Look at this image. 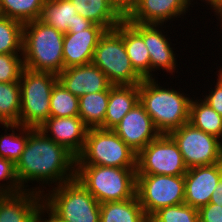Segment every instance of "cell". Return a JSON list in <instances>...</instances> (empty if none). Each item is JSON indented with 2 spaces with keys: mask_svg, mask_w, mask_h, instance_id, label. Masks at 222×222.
I'll use <instances>...</instances> for the list:
<instances>
[{
  "mask_svg": "<svg viewBox=\"0 0 222 222\" xmlns=\"http://www.w3.org/2000/svg\"><path fill=\"white\" fill-rule=\"evenodd\" d=\"M15 165L22 189L43 195L50 188L75 178L76 157L39 128L29 127L25 149Z\"/></svg>",
  "mask_w": 222,
  "mask_h": 222,
  "instance_id": "cell-1",
  "label": "cell"
},
{
  "mask_svg": "<svg viewBox=\"0 0 222 222\" xmlns=\"http://www.w3.org/2000/svg\"><path fill=\"white\" fill-rule=\"evenodd\" d=\"M158 81V78L143 79L139 84V102L151 117L157 131L170 134L189 122L192 97L191 93L187 94V90L183 91L181 87H169L168 80L163 82L166 86Z\"/></svg>",
  "mask_w": 222,
  "mask_h": 222,
  "instance_id": "cell-2",
  "label": "cell"
},
{
  "mask_svg": "<svg viewBox=\"0 0 222 222\" xmlns=\"http://www.w3.org/2000/svg\"><path fill=\"white\" fill-rule=\"evenodd\" d=\"M63 39L64 33L40 19L25 23L22 43L24 67L60 74L64 70Z\"/></svg>",
  "mask_w": 222,
  "mask_h": 222,
  "instance_id": "cell-3",
  "label": "cell"
},
{
  "mask_svg": "<svg viewBox=\"0 0 222 222\" xmlns=\"http://www.w3.org/2000/svg\"><path fill=\"white\" fill-rule=\"evenodd\" d=\"M137 168L76 165L75 177L101 204L136 196Z\"/></svg>",
  "mask_w": 222,
  "mask_h": 222,
  "instance_id": "cell-4",
  "label": "cell"
},
{
  "mask_svg": "<svg viewBox=\"0 0 222 222\" xmlns=\"http://www.w3.org/2000/svg\"><path fill=\"white\" fill-rule=\"evenodd\" d=\"M43 205L62 222H100V203L74 179L43 193Z\"/></svg>",
  "mask_w": 222,
  "mask_h": 222,
  "instance_id": "cell-5",
  "label": "cell"
},
{
  "mask_svg": "<svg viewBox=\"0 0 222 222\" xmlns=\"http://www.w3.org/2000/svg\"><path fill=\"white\" fill-rule=\"evenodd\" d=\"M76 165L137 168V153L112 129L90 128Z\"/></svg>",
  "mask_w": 222,
  "mask_h": 222,
  "instance_id": "cell-6",
  "label": "cell"
},
{
  "mask_svg": "<svg viewBox=\"0 0 222 222\" xmlns=\"http://www.w3.org/2000/svg\"><path fill=\"white\" fill-rule=\"evenodd\" d=\"M57 81L54 73L23 68L19 124L37 129L50 117V98Z\"/></svg>",
  "mask_w": 222,
  "mask_h": 222,
  "instance_id": "cell-7",
  "label": "cell"
},
{
  "mask_svg": "<svg viewBox=\"0 0 222 222\" xmlns=\"http://www.w3.org/2000/svg\"><path fill=\"white\" fill-rule=\"evenodd\" d=\"M91 63L112 85H139L143 81L131 64L123 37L115 29L106 30L100 37Z\"/></svg>",
  "mask_w": 222,
  "mask_h": 222,
  "instance_id": "cell-8",
  "label": "cell"
},
{
  "mask_svg": "<svg viewBox=\"0 0 222 222\" xmlns=\"http://www.w3.org/2000/svg\"><path fill=\"white\" fill-rule=\"evenodd\" d=\"M136 196L148 218L161 208L183 204L184 175H137Z\"/></svg>",
  "mask_w": 222,
  "mask_h": 222,
  "instance_id": "cell-9",
  "label": "cell"
},
{
  "mask_svg": "<svg viewBox=\"0 0 222 222\" xmlns=\"http://www.w3.org/2000/svg\"><path fill=\"white\" fill-rule=\"evenodd\" d=\"M188 168L177 143L160 134L137 154V175H185Z\"/></svg>",
  "mask_w": 222,
  "mask_h": 222,
  "instance_id": "cell-10",
  "label": "cell"
},
{
  "mask_svg": "<svg viewBox=\"0 0 222 222\" xmlns=\"http://www.w3.org/2000/svg\"><path fill=\"white\" fill-rule=\"evenodd\" d=\"M177 143L187 168L222 162V141L185 123L169 134Z\"/></svg>",
  "mask_w": 222,
  "mask_h": 222,
  "instance_id": "cell-11",
  "label": "cell"
},
{
  "mask_svg": "<svg viewBox=\"0 0 222 222\" xmlns=\"http://www.w3.org/2000/svg\"><path fill=\"white\" fill-rule=\"evenodd\" d=\"M129 23L142 35L144 43L150 54V79L158 78V76L161 75L160 70L163 71V74L164 72L167 74L169 73V77L171 78L172 76L173 79L175 73L178 74L179 72L180 75L181 73L178 70L181 69L179 68L181 62H177L179 61L177 60L179 54L175 53L178 48L173 47L177 45L178 40L175 38L176 44L172 43V37L169 35V32L172 34V29L167 30L166 28L170 25L140 24L134 22ZM157 71L160 72V75H157L159 74Z\"/></svg>",
  "mask_w": 222,
  "mask_h": 222,
  "instance_id": "cell-12",
  "label": "cell"
},
{
  "mask_svg": "<svg viewBox=\"0 0 222 222\" xmlns=\"http://www.w3.org/2000/svg\"><path fill=\"white\" fill-rule=\"evenodd\" d=\"M198 5L201 4L197 0H136L125 14V19L140 24L170 25L178 18H181L179 21L186 20V14Z\"/></svg>",
  "mask_w": 222,
  "mask_h": 222,
  "instance_id": "cell-13",
  "label": "cell"
},
{
  "mask_svg": "<svg viewBox=\"0 0 222 222\" xmlns=\"http://www.w3.org/2000/svg\"><path fill=\"white\" fill-rule=\"evenodd\" d=\"M112 130L137 154L160 135L140 102Z\"/></svg>",
  "mask_w": 222,
  "mask_h": 222,
  "instance_id": "cell-14",
  "label": "cell"
},
{
  "mask_svg": "<svg viewBox=\"0 0 222 222\" xmlns=\"http://www.w3.org/2000/svg\"><path fill=\"white\" fill-rule=\"evenodd\" d=\"M221 178L222 162L188 168L184 175V203L197 209L207 205Z\"/></svg>",
  "mask_w": 222,
  "mask_h": 222,
  "instance_id": "cell-15",
  "label": "cell"
},
{
  "mask_svg": "<svg viewBox=\"0 0 222 222\" xmlns=\"http://www.w3.org/2000/svg\"><path fill=\"white\" fill-rule=\"evenodd\" d=\"M39 129L77 157L83 151L89 128L79 116H50Z\"/></svg>",
  "mask_w": 222,
  "mask_h": 222,
  "instance_id": "cell-16",
  "label": "cell"
},
{
  "mask_svg": "<svg viewBox=\"0 0 222 222\" xmlns=\"http://www.w3.org/2000/svg\"><path fill=\"white\" fill-rule=\"evenodd\" d=\"M105 31L104 27L93 24L85 30H69L67 33H64V69L90 64L98 41Z\"/></svg>",
  "mask_w": 222,
  "mask_h": 222,
  "instance_id": "cell-17",
  "label": "cell"
},
{
  "mask_svg": "<svg viewBox=\"0 0 222 222\" xmlns=\"http://www.w3.org/2000/svg\"><path fill=\"white\" fill-rule=\"evenodd\" d=\"M57 77L63 87L77 97L106 91L112 85L106 75L92 63L68 67Z\"/></svg>",
  "mask_w": 222,
  "mask_h": 222,
  "instance_id": "cell-18",
  "label": "cell"
},
{
  "mask_svg": "<svg viewBox=\"0 0 222 222\" xmlns=\"http://www.w3.org/2000/svg\"><path fill=\"white\" fill-rule=\"evenodd\" d=\"M42 194L22 191L0 194V222H39Z\"/></svg>",
  "mask_w": 222,
  "mask_h": 222,
  "instance_id": "cell-19",
  "label": "cell"
},
{
  "mask_svg": "<svg viewBox=\"0 0 222 222\" xmlns=\"http://www.w3.org/2000/svg\"><path fill=\"white\" fill-rule=\"evenodd\" d=\"M40 20L62 33L85 30L94 24L77 14L70 0H45Z\"/></svg>",
  "mask_w": 222,
  "mask_h": 222,
  "instance_id": "cell-20",
  "label": "cell"
},
{
  "mask_svg": "<svg viewBox=\"0 0 222 222\" xmlns=\"http://www.w3.org/2000/svg\"><path fill=\"white\" fill-rule=\"evenodd\" d=\"M114 29L123 37L134 70L143 79H150V54L142 35L125 18Z\"/></svg>",
  "mask_w": 222,
  "mask_h": 222,
  "instance_id": "cell-21",
  "label": "cell"
},
{
  "mask_svg": "<svg viewBox=\"0 0 222 222\" xmlns=\"http://www.w3.org/2000/svg\"><path fill=\"white\" fill-rule=\"evenodd\" d=\"M139 102V85H111L104 129H113Z\"/></svg>",
  "mask_w": 222,
  "mask_h": 222,
  "instance_id": "cell-22",
  "label": "cell"
},
{
  "mask_svg": "<svg viewBox=\"0 0 222 222\" xmlns=\"http://www.w3.org/2000/svg\"><path fill=\"white\" fill-rule=\"evenodd\" d=\"M77 14L106 30L114 29L125 16L109 0H70Z\"/></svg>",
  "mask_w": 222,
  "mask_h": 222,
  "instance_id": "cell-23",
  "label": "cell"
},
{
  "mask_svg": "<svg viewBox=\"0 0 222 222\" xmlns=\"http://www.w3.org/2000/svg\"><path fill=\"white\" fill-rule=\"evenodd\" d=\"M100 222H149L137 196L100 204Z\"/></svg>",
  "mask_w": 222,
  "mask_h": 222,
  "instance_id": "cell-24",
  "label": "cell"
},
{
  "mask_svg": "<svg viewBox=\"0 0 222 222\" xmlns=\"http://www.w3.org/2000/svg\"><path fill=\"white\" fill-rule=\"evenodd\" d=\"M189 123L222 141V116L204 102L200 96L192 95Z\"/></svg>",
  "mask_w": 222,
  "mask_h": 222,
  "instance_id": "cell-25",
  "label": "cell"
},
{
  "mask_svg": "<svg viewBox=\"0 0 222 222\" xmlns=\"http://www.w3.org/2000/svg\"><path fill=\"white\" fill-rule=\"evenodd\" d=\"M108 101L109 88L106 91L88 93L79 97V117L89 129H104Z\"/></svg>",
  "mask_w": 222,
  "mask_h": 222,
  "instance_id": "cell-26",
  "label": "cell"
},
{
  "mask_svg": "<svg viewBox=\"0 0 222 222\" xmlns=\"http://www.w3.org/2000/svg\"><path fill=\"white\" fill-rule=\"evenodd\" d=\"M0 128L4 130V133L0 131V157L16 164L25 149L29 127L18 123H4L0 124Z\"/></svg>",
  "mask_w": 222,
  "mask_h": 222,
  "instance_id": "cell-27",
  "label": "cell"
},
{
  "mask_svg": "<svg viewBox=\"0 0 222 222\" xmlns=\"http://www.w3.org/2000/svg\"><path fill=\"white\" fill-rule=\"evenodd\" d=\"M45 0H0V15L23 24L40 19Z\"/></svg>",
  "mask_w": 222,
  "mask_h": 222,
  "instance_id": "cell-28",
  "label": "cell"
},
{
  "mask_svg": "<svg viewBox=\"0 0 222 222\" xmlns=\"http://www.w3.org/2000/svg\"><path fill=\"white\" fill-rule=\"evenodd\" d=\"M21 107L19 82H0V124L18 123Z\"/></svg>",
  "mask_w": 222,
  "mask_h": 222,
  "instance_id": "cell-29",
  "label": "cell"
},
{
  "mask_svg": "<svg viewBox=\"0 0 222 222\" xmlns=\"http://www.w3.org/2000/svg\"><path fill=\"white\" fill-rule=\"evenodd\" d=\"M24 24L0 15V54H22Z\"/></svg>",
  "mask_w": 222,
  "mask_h": 222,
  "instance_id": "cell-30",
  "label": "cell"
},
{
  "mask_svg": "<svg viewBox=\"0 0 222 222\" xmlns=\"http://www.w3.org/2000/svg\"><path fill=\"white\" fill-rule=\"evenodd\" d=\"M50 116H79V97L66 90L59 81L55 83L51 93Z\"/></svg>",
  "mask_w": 222,
  "mask_h": 222,
  "instance_id": "cell-31",
  "label": "cell"
},
{
  "mask_svg": "<svg viewBox=\"0 0 222 222\" xmlns=\"http://www.w3.org/2000/svg\"><path fill=\"white\" fill-rule=\"evenodd\" d=\"M149 222H199V213L197 208L183 203L159 209Z\"/></svg>",
  "mask_w": 222,
  "mask_h": 222,
  "instance_id": "cell-32",
  "label": "cell"
},
{
  "mask_svg": "<svg viewBox=\"0 0 222 222\" xmlns=\"http://www.w3.org/2000/svg\"><path fill=\"white\" fill-rule=\"evenodd\" d=\"M23 68L22 54H0V82H19Z\"/></svg>",
  "mask_w": 222,
  "mask_h": 222,
  "instance_id": "cell-33",
  "label": "cell"
},
{
  "mask_svg": "<svg viewBox=\"0 0 222 222\" xmlns=\"http://www.w3.org/2000/svg\"><path fill=\"white\" fill-rule=\"evenodd\" d=\"M24 191L19 184L16 165L0 157V194H16Z\"/></svg>",
  "mask_w": 222,
  "mask_h": 222,
  "instance_id": "cell-34",
  "label": "cell"
},
{
  "mask_svg": "<svg viewBox=\"0 0 222 222\" xmlns=\"http://www.w3.org/2000/svg\"><path fill=\"white\" fill-rule=\"evenodd\" d=\"M214 73L217 76L215 77L217 80L213 84L211 83L209 87L211 90L206 88L204 92L202 91L200 97L202 96L201 99L222 116V75Z\"/></svg>",
  "mask_w": 222,
  "mask_h": 222,
  "instance_id": "cell-35",
  "label": "cell"
},
{
  "mask_svg": "<svg viewBox=\"0 0 222 222\" xmlns=\"http://www.w3.org/2000/svg\"><path fill=\"white\" fill-rule=\"evenodd\" d=\"M199 222H222V206L208 203L198 209Z\"/></svg>",
  "mask_w": 222,
  "mask_h": 222,
  "instance_id": "cell-36",
  "label": "cell"
},
{
  "mask_svg": "<svg viewBox=\"0 0 222 222\" xmlns=\"http://www.w3.org/2000/svg\"><path fill=\"white\" fill-rule=\"evenodd\" d=\"M124 16L135 4L136 0H109Z\"/></svg>",
  "mask_w": 222,
  "mask_h": 222,
  "instance_id": "cell-37",
  "label": "cell"
},
{
  "mask_svg": "<svg viewBox=\"0 0 222 222\" xmlns=\"http://www.w3.org/2000/svg\"><path fill=\"white\" fill-rule=\"evenodd\" d=\"M198 1H201V4L203 7H206V9L208 10H211L213 12L214 15H212L211 17L213 16H216L221 10H222V0H198ZM203 3L206 5H203Z\"/></svg>",
  "mask_w": 222,
  "mask_h": 222,
  "instance_id": "cell-38",
  "label": "cell"
},
{
  "mask_svg": "<svg viewBox=\"0 0 222 222\" xmlns=\"http://www.w3.org/2000/svg\"><path fill=\"white\" fill-rule=\"evenodd\" d=\"M39 222H62L55 217L44 205L41 206L39 212Z\"/></svg>",
  "mask_w": 222,
  "mask_h": 222,
  "instance_id": "cell-39",
  "label": "cell"
},
{
  "mask_svg": "<svg viewBox=\"0 0 222 222\" xmlns=\"http://www.w3.org/2000/svg\"><path fill=\"white\" fill-rule=\"evenodd\" d=\"M209 203H214L222 206V178L218 182L217 187L213 191Z\"/></svg>",
  "mask_w": 222,
  "mask_h": 222,
  "instance_id": "cell-40",
  "label": "cell"
},
{
  "mask_svg": "<svg viewBox=\"0 0 222 222\" xmlns=\"http://www.w3.org/2000/svg\"><path fill=\"white\" fill-rule=\"evenodd\" d=\"M216 17V23L215 24L217 27L219 26L218 30H222V10L215 16ZM218 20V22H217ZM217 32H222V31H217Z\"/></svg>",
  "mask_w": 222,
  "mask_h": 222,
  "instance_id": "cell-41",
  "label": "cell"
},
{
  "mask_svg": "<svg viewBox=\"0 0 222 222\" xmlns=\"http://www.w3.org/2000/svg\"><path fill=\"white\" fill-rule=\"evenodd\" d=\"M220 33H222V32H220ZM221 42H222V41H221ZM217 71H218V72H217ZM216 73L222 75V65L219 66V69L216 70Z\"/></svg>",
  "mask_w": 222,
  "mask_h": 222,
  "instance_id": "cell-42",
  "label": "cell"
}]
</instances>
